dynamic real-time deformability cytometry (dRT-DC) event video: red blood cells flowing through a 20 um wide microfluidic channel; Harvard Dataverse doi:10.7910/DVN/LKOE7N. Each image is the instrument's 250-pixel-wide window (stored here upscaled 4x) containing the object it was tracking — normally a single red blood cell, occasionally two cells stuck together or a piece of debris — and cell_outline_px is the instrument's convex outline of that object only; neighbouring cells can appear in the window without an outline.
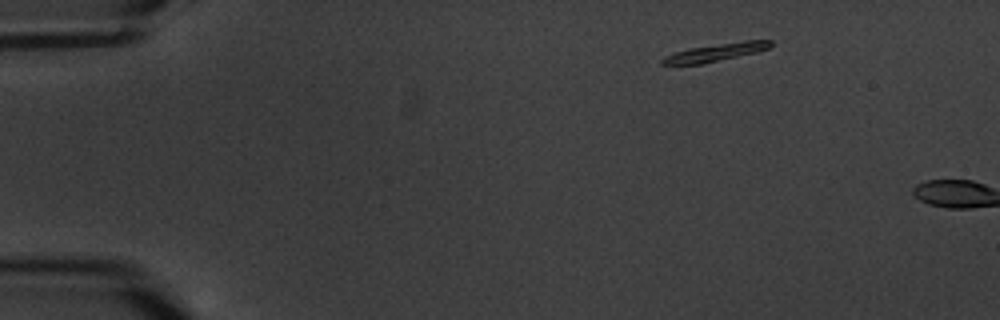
{"species": "common noctule bat (a hibernating species)", "species_latin": "Nyctalus noctula", "temperature_condition": "warm", "stored_images_in_passage": 2, "camera_frame_rate_fps": 3000, "um_per_image_px": 0.085, "animal": {"sex": "male", "body_mass_g": 20.1, "forearm_length_mm": 53.5}, "frame": {"image": 1, "passage_image": 1, "time_ms": 0.0, "image_size_px": [1000, 320], "cell_outline_px": [[772, 44], [768, 48], [756, 52], [700, 64], [660, 64], [660, 60], [664, 56], [672, 52], [688, 48], [744, 40], [772, 40]], "centroid_in_image_um": [60.77, 4.43], "position_along_channel_um": 24.2, "area_um2": 11.16}}